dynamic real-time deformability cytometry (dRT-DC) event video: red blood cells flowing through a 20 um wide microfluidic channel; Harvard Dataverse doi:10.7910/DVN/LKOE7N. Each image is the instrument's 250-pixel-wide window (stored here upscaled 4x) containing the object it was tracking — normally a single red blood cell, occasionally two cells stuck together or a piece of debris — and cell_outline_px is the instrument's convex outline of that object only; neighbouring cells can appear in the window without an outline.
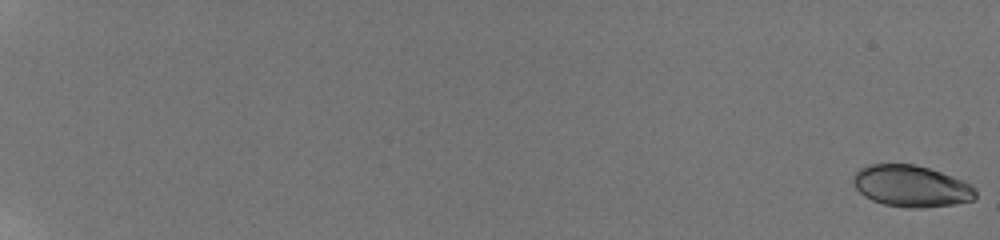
{"species": "human", "species_latin": "Homo sapiens", "temperature_condition": "room temperature", "stored_images_in_passage": 33, "camera_frame_rate_fps": 3000, "um_per_image_px": 0.085, "donor": {"sex": "male"}, "frame": {"image": 1, "passage_image": 1, "time_ms": 0.0, "image_size_px": [1000, 240], "cell_outline_px": [[976, 196], [972, 200], [952, 204], [924, 208], [908, 208], [884, 204], [872, 200], [864, 196], [856, 188], [852, 180], [852, 176], [860, 168], [872, 164], [912, 164], [928, 168], [940, 172], [960, 180], [976, 188]], "centroid_in_image_um": [77.42, 15.82], "position_along_channel_um": 7.6, "area_um2": 29.36}}
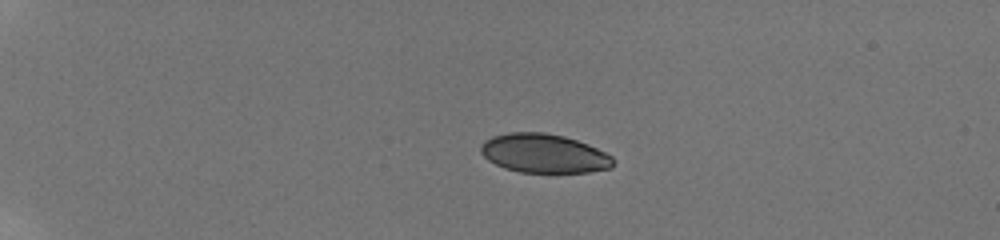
{"frame": {"image": 2, "passage_image": 18, "time_ms": 5.333, "image_size_px": [1000, 240], "cell_outline_px": [[612, 168], [588, 172], [520, 172], [504, 168], [488, 160], [480, 152], [480, 144], [484, 140], [492, 136], [508, 132], [544, 132], [564, 136], [588, 144], [612, 156]], "centroid_in_image_um": [46.19, 13.03], "position_along_channel_um": 38.8, "area_um2": 30.06}}
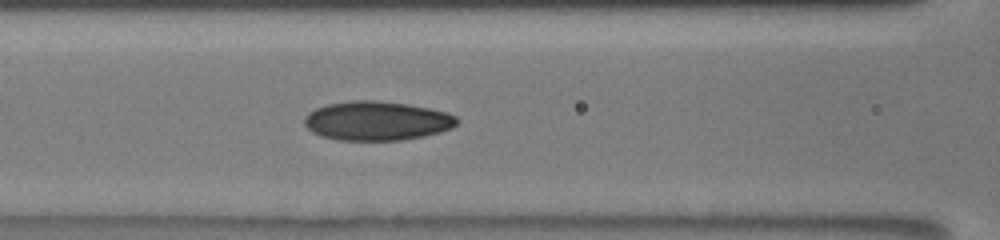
{"frame": {"image": 3, "passage_image": 33, "time_ms": 10.0, "image_size_px": [1000, 240], "cell_outline_px": [[456, 124], [452, 128], [440, 132], [424, 136], [404, 140], [340, 140], [320, 136], [312, 132], [304, 124], [304, 116], [308, 112], [316, 108], [328, 104], [352, 100], [376, 100], [408, 104], [448, 112], [456, 116]], "centroid_in_image_um": [32.02, 10.27], "position_along_channel_um": 134.6, "area_um2": 34.91}}